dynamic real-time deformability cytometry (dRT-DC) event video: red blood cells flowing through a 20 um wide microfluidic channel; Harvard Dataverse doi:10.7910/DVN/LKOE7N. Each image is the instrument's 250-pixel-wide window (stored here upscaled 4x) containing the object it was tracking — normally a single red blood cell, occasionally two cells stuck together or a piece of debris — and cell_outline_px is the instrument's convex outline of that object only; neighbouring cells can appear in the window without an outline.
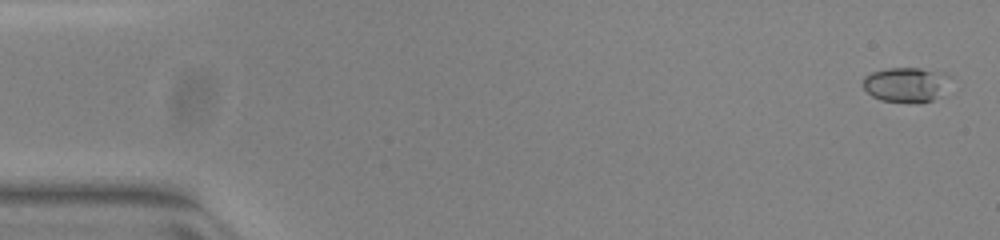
{"species": "common noctule bat (a hibernating species)", "species_latin": "Nyctalus noctula", "temperature_condition": "warm", "stored_images_in_passage": 53, "camera_frame_rate_fps": 3000, "um_per_image_px": 0.085, "animal": {"sex": "female", "body_mass_g": 23.0, "forearm_length_mm": 53.4}, "frame": {"image": 1, "passage_image": 2, "time_ms": 0.333, "image_size_px": [1000, 240], "cell_outline_px": [[948, 76], [940, 96], [932, 100], [912, 104], [880, 100], [872, 96], [864, 88], [864, 76], [872, 72], [888, 68], [920, 68], [948, 72]], "centroid_in_image_um": [76.98, 7.2], "position_along_channel_um": 8.0, "area_um2": 17.69}}
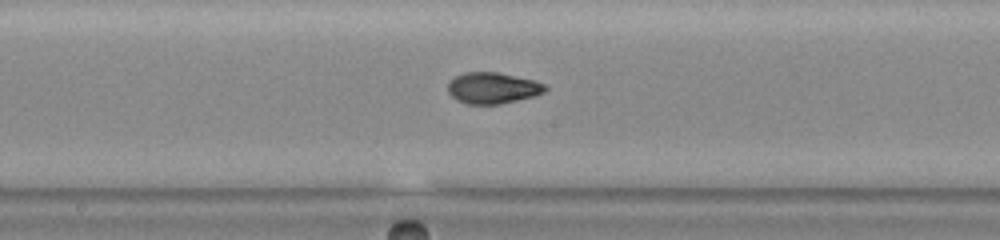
{"frame": {"image": 2, "passage_image": 28, "time_ms": 9.0, "image_size_px": [1000, 240], "cell_outline_px": [[548, 88], [544, 92], [536, 96], [500, 104], [468, 104], [456, 100], [448, 92], [448, 84], [456, 76], [464, 72], [496, 72], [536, 80], [544, 84]], "centroid_in_image_um": [41.9, 7.48], "position_along_channel_um": 206.3, "area_um2": 17.74}}
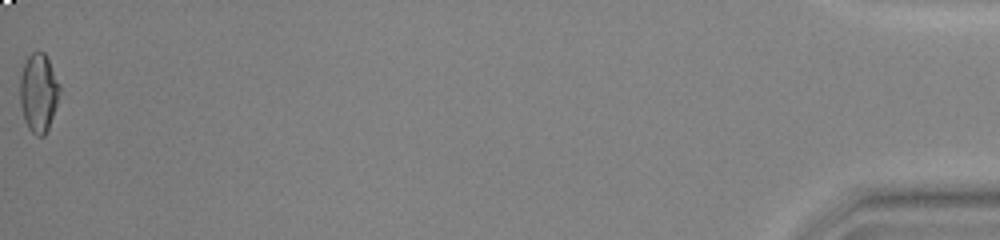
{"frame": {"image": 3, "passage_image": 53, "time_ms": 17.333, "image_size_px": [1000, 240], "cell_outline_px": [[60, 88], [56, 104], [48, 128], [44, 136], [36, 136], [28, 128], [24, 120], [20, 104], [20, 76], [24, 64], [28, 56], [32, 52], [44, 52], [60, 84]], "centroid_in_image_um": [3.26, 7.89], "position_along_channel_um": 431.9, "area_um2": 17.92}, "authors_computed_cell_mechanics": {"area_um2": 17.4556, "velocity_mm_per_s": 3.9515, "shape_relaxation_time_tau1_ms": 7.8038, "shape_relaxation_time_tau2_ms": 1.8415, "deformation_change_tau1": 0.217, "deformation_change_tau2": 0.0609}}